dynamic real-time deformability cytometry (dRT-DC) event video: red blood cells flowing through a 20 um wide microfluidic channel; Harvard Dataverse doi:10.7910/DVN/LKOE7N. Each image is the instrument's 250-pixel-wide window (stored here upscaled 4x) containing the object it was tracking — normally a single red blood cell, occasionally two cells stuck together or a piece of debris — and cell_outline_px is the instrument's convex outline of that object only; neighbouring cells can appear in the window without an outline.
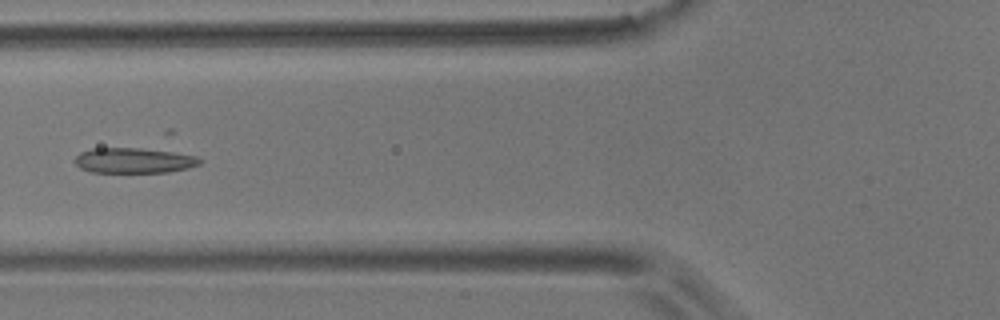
{"species": "common noctule bat (a hibernating species)", "species_latin": "Nyctalus noctula", "temperature_condition": "room temperature", "stored_images_in_passage": 2, "camera_frame_rate_fps": 3000, "um_per_image_px": 0.085, "animal": {"sex": "male", "body_mass_g": 17.9}, "frame": {"image": 1, "passage_image": 2, "time_ms": 0.333, "image_size_px": [1000, 320], "cell_outline_px": [[204, 160], [200, 164], [188, 168], [168, 172], [92, 172], [80, 168], [72, 160], [80, 152], [92, 148], [164, 148], [196, 156]], "centroid_in_image_um": [11.45, 13.61], "position_along_channel_um": 114.4, "area_um2": 19.02}}